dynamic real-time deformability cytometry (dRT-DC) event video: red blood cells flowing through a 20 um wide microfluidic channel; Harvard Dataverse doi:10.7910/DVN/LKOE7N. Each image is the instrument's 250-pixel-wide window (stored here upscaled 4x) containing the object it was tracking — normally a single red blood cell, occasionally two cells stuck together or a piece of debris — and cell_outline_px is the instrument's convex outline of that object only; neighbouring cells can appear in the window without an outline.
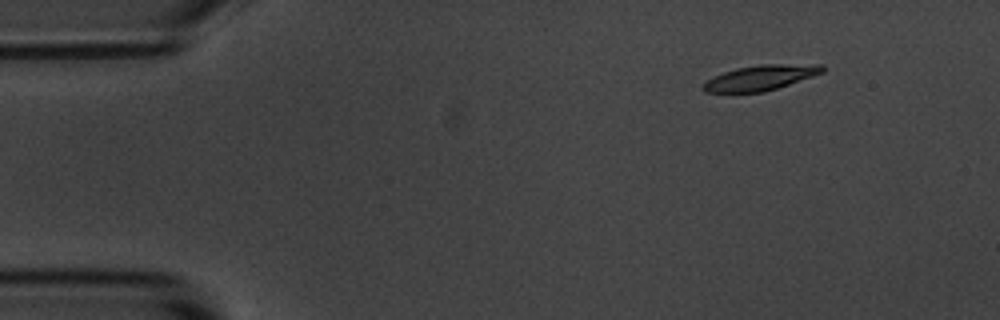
{"species": "common noctule bat (a hibernating species)", "species_latin": "Nyctalus noctula", "temperature_condition": "room temperature", "stored_images_in_passage": 8, "camera_frame_rate_fps": 3000, "um_per_image_px": 0.085, "animal": {"sex": "male", "body_mass_g": 20.1, "forearm_length_mm": 53.5}, "frame": {"image": 1, "passage_image": 2, "time_ms": 1.0, "image_size_px": [1000, 320], "cell_outline_px": [[824, 72], [764, 92], [704, 92], [700, 88], [708, 80], [724, 72], [736, 68], [760, 64], [824, 64]], "centroid_in_image_um": [64.66, 6.59], "position_along_channel_um": 20.3, "area_um2": 17.28}}
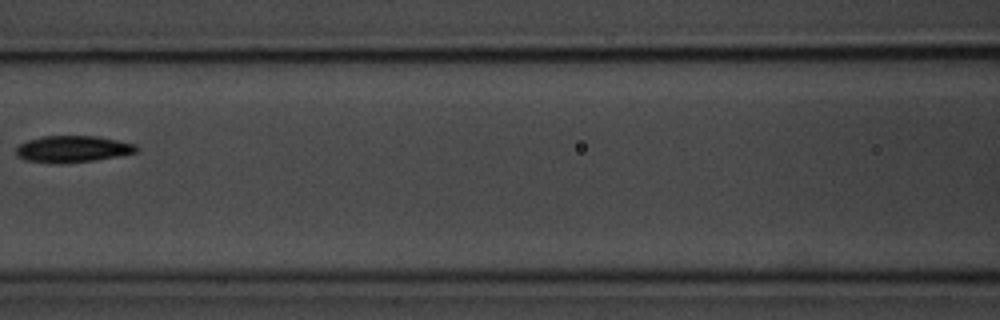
{"frame": {"image": 2, "passage_image": 7, "time_ms": 7.0, "image_size_px": [1000, 320], "cell_outline_px": [[140, 148], [136, 152], [96, 160], [24, 160], [16, 156], [16, 148], [20, 144], [28, 140], [44, 136], [96, 136], [136, 144]], "centroid_in_image_um": [6.22, 12.61], "position_along_channel_um": 160.4, "area_um2": 17.63}}
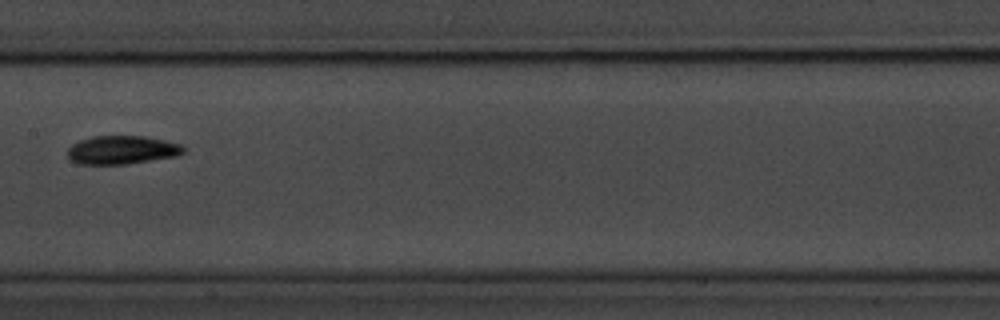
{"frame": {"image": 3, "passage_image": 8, "time_ms": 8.0, "image_size_px": [1000, 320], "cell_outline_px": [[184, 152], [176, 156], [128, 164], [76, 164], [68, 160], [68, 148], [72, 144], [80, 140], [92, 136], [144, 136], [184, 144]], "centroid_in_image_um": [10.35, 12.75], "position_along_channel_um": 197.1, "area_um2": 19.42}}